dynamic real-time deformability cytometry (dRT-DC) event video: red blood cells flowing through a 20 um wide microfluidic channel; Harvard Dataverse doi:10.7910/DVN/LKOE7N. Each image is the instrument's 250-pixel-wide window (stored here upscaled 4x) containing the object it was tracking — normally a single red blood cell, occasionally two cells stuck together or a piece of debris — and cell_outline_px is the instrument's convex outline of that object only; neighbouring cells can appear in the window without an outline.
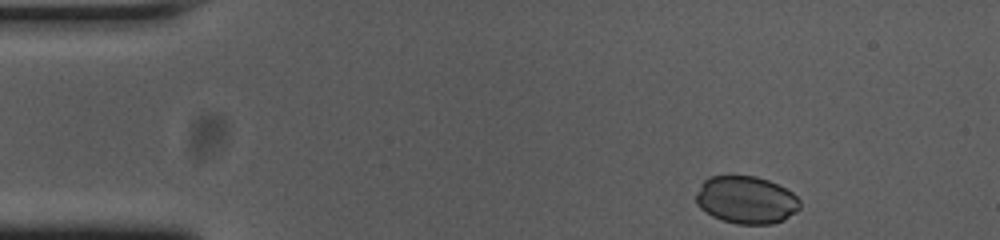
{"species": "common noctule bat (a hibernating species)", "species_latin": "Nyctalus noctula", "temperature_condition": "cold", "stored_images_in_passage": 39, "camera_frame_rate_fps": 3000, "um_per_image_px": 0.085, "animal": {"sex": "female", "body_mass_g": 23.0, "forearm_length_mm": 53.4}, "frame": {"image": 1, "passage_image": 1, "time_ms": 0.0, "image_size_px": [1000, 240], "cell_outline_px": [[800, 208], [796, 212], [784, 220], [772, 224], [736, 224], [720, 220], [712, 216], [700, 208], [696, 204], [696, 192], [704, 180], [708, 176], [756, 176], [768, 180], [792, 192], [800, 200]], "centroid_in_image_um": [63.41, 17.0], "position_along_channel_um": 21.6, "area_um2": 28.96}}
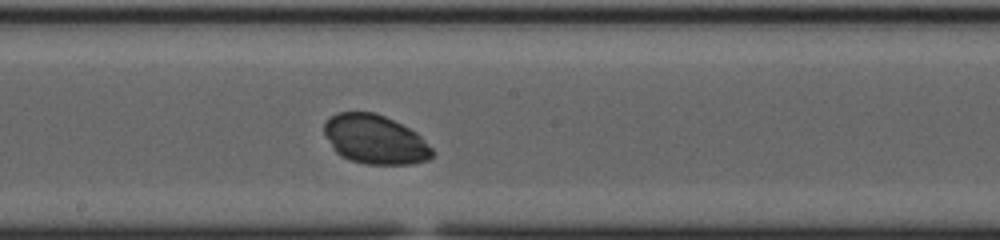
{"frame": {"image": 2, "passage_image": 23, "time_ms": 7.333, "image_size_px": [1000, 240], "cell_outline_px": [[436, 152], [428, 160], [412, 164], [364, 164], [340, 156], [332, 148], [324, 132], [324, 124], [336, 112], [376, 112], [416, 132]], "centroid_in_image_um": [31.88, 11.86], "position_along_channel_um": 216.3, "area_um2": 30.87}}
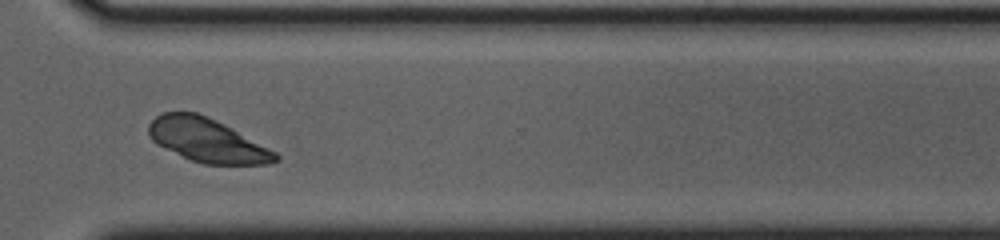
{"frame": {"image": 3, "passage_image": 34, "time_ms": 11.0, "image_size_px": [1000, 240], "cell_outline_px": [[280, 160], [268, 164], [204, 164], [192, 160], [156, 144], [148, 136], [148, 124], [156, 116], [164, 112], [196, 112], [224, 124], [276, 152], [280, 156]], "centroid_in_image_um": [17.59, 11.92], "position_along_channel_um": 353.0, "area_um2": 31.96}}